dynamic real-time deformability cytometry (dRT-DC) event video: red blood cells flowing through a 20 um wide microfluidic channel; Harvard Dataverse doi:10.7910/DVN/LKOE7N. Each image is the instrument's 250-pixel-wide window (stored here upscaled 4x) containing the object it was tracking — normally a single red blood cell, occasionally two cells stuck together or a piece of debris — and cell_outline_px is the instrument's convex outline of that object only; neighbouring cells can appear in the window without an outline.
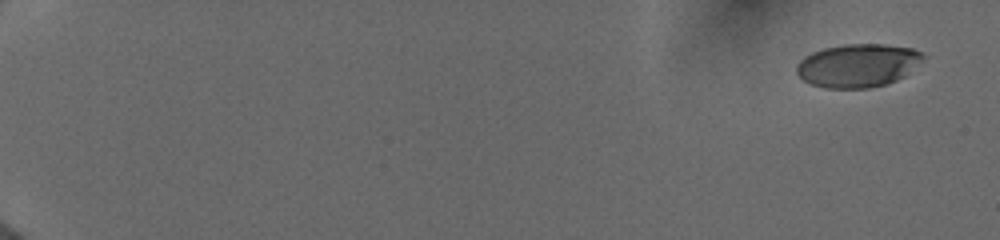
{"species": "human", "species_latin": "Homo sapiens", "temperature_condition": "cold", "stored_images_in_passage": 53, "camera_frame_rate_fps": 3000, "um_per_image_px": 0.085, "donor": {"sex": "female"}, "frame": {"image": 1, "passage_image": 1, "time_ms": 0.0, "image_size_px": [1000, 240], "cell_outline_px": [[924, 60], [904, 76], [896, 80], [884, 84], [868, 88], [824, 88], [812, 84], [804, 80], [796, 72], [796, 64], [804, 56], [812, 52], [824, 48], [844, 44], [884, 44], [912, 48], [920, 52], [924, 56]], "centroid_in_image_um": [72.9, 5.56], "position_along_channel_um": 12.1, "area_um2": 31.91}}
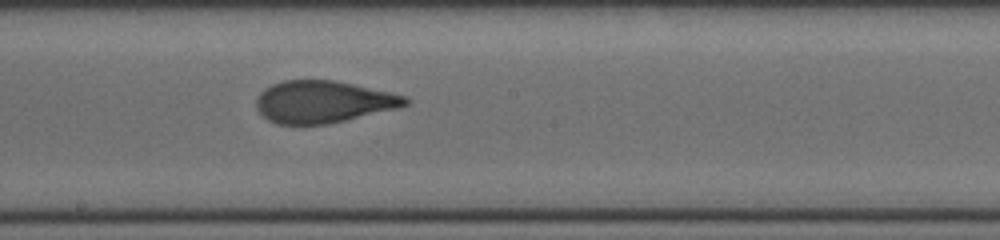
{"frame": {"image": 2, "passage_image": 32, "time_ms": 10.333, "image_size_px": [1000, 240], "cell_outline_px": [[412, 100], [408, 104], [400, 108], [328, 124], [276, 124], [268, 120], [256, 108], [256, 100], [260, 92], [264, 88], [272, 84], [284, 80], [332, 80], [352, 84], [408, 96]], "centroid_in_image_um": [27.49, 8.66], "position_along_channel_um": 220.7, "area_um2": 36.65}}
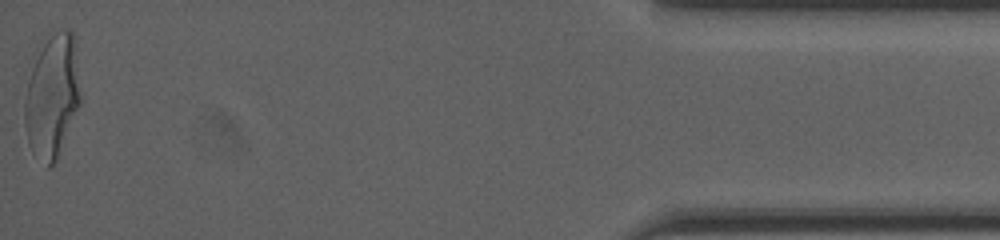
{"frame": {"image": 3, "passage_image": 53, "time_ms": 17.333, "image_size_px": [1000, 240], "cell_outline_px": [[80, 104], [56, 160], [48, 168], [32, 152], [28, 144], [24, 124], [24, 104], [28, 84], [32, 68], [48, 32], [64, 28], [68, 28], [76, 36], [80, 96]], "centroid_in_image_um": [4.45, 8.11], "position_along_channel_um": 430.7, "area_um2": 40.29}, "authors_computed_cell_mechanics": {"area_um2": 36.6452, "velocity_mm_per_s": 4.0003, "shape_relaxation_time_tau1_ms": 4.6613, "shape_relaxation_time_tau2_ms": 0.7871, "deformation_change_tau1": 0.1877, "deformation_change_tau2": 0.0612}}